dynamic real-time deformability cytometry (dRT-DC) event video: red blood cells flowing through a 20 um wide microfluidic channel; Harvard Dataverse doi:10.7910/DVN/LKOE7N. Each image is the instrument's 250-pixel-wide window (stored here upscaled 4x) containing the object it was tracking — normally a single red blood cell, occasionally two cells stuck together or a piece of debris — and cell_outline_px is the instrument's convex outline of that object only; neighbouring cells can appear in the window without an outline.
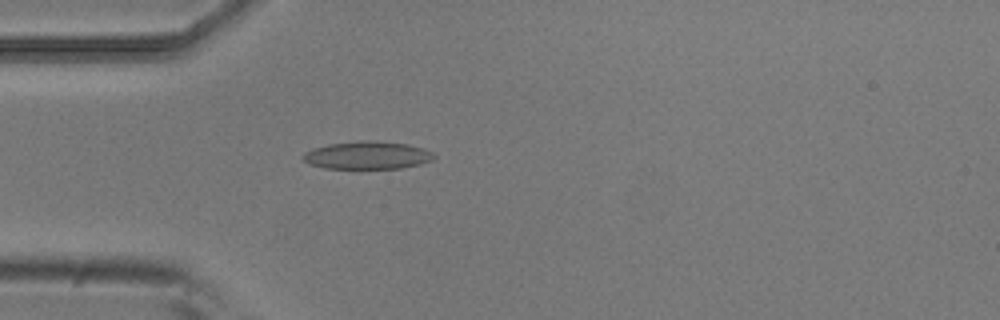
{"species": "common noctule bat (a hibernating species)", "species_latin": "Nyctalus noctula", "temperature_condition": "room temperature", "stored_images_in_passage": 3, "camera_frame_rate_fps": 3000, "um_per_image_px": 0.085, "animal": {"sex": "male", "body_mass_g": 20.5, "forearm_length_mm": 52.5}, "frame": {"image": 1, "passage_image": 3, "time_ms": 0.667, "image_size_px": [1000, 320], "cell_outline_px": [[436, 156], [432, 160], [420, 164], [400, 168], [324, 168], [308, 164], [300, 156], [304, 152], [312, 148], [328, 144], [360, 140], [372, 140], [408, 144], [424, 148], [432, 152]], "centroid_in_image_um": [31.2, 13.19], "position_along_channel_um": 53.8, "area_um2": 21.39}}